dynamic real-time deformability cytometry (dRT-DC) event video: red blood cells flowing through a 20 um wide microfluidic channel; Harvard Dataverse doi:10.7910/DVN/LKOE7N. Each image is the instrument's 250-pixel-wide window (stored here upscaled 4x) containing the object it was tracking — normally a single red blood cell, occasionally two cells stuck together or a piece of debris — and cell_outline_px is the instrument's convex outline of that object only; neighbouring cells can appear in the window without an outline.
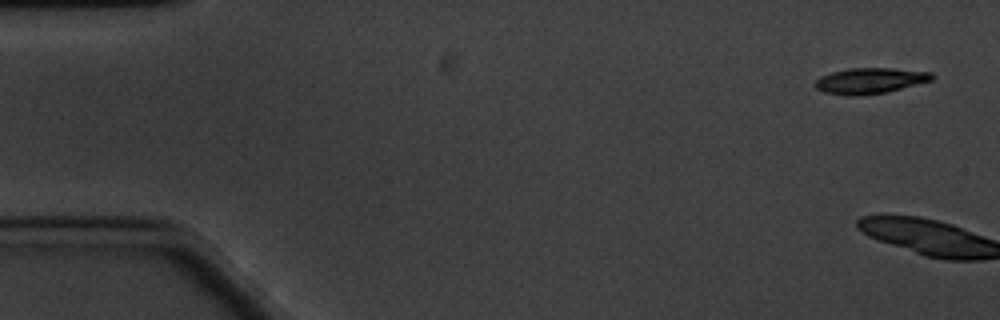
{"species": "common noctule bat (a hibernating species)", "species_latin": "Nyctalus noctula", "temperature_condition": "cold", "stored_images_in_passage": 3, "camera_frame_rate_fps": 3000, "um_per_image_px": 0.085, "animal": {"sex": "male", "body_mass_g": 20.1, "forearm_length_mm": 53.5}, "frame": {"image": 1, "passage_image": 1, "time_ms": 0.0, "image_size_px": [1000, 320], "cell_outline_px": [[932, 80], [888, 92], [860, 96], [844, 96], [824, 92], [816, 88], [812, 84], [820, 76], [832, 72], [848, 68], [892, 68], [932, 72]], "centroid_in_image_um": [73.9, 6.87], "position_along_channel_um": 11.1, "area_um2": 17.74}}